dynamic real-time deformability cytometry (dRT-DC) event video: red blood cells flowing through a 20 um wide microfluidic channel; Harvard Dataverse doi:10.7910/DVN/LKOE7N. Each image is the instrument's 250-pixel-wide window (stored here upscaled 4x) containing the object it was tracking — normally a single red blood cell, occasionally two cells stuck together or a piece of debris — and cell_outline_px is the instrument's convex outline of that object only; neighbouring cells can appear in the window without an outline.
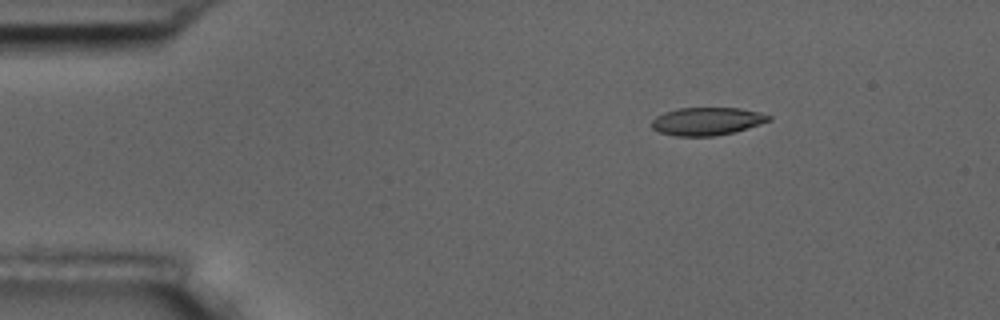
{"species": "common noctule bat (a hibernating species)", "species_latin": "Nyctalus noctula", "temperature_condition": "room temperature", "stored_images_in_passage": 1, "camera_frame_rate_fps": 3000, "um_per_image_px": 0.085, "animal": {"sex": "male", "body_mass_g": 17.5, "forearm_length_mm": 52.3}, "frame": {"image": 1, "passage_image": 1, "time_ms": 0.0, "image_size_px": [1000, 320], "cell_outline_px": [[772, 120], [736, 132], [712, 136], [676, 136], [660, 132], [652, 128], [652, 120], [656, 116], [664, 112], [676, 108], [740, 108], [760, 112], [772, 116]], "centroid_in_image_um": [60.11, 10.3], "position_along_channel_um": 24.9, "area_um2": 19.13}}